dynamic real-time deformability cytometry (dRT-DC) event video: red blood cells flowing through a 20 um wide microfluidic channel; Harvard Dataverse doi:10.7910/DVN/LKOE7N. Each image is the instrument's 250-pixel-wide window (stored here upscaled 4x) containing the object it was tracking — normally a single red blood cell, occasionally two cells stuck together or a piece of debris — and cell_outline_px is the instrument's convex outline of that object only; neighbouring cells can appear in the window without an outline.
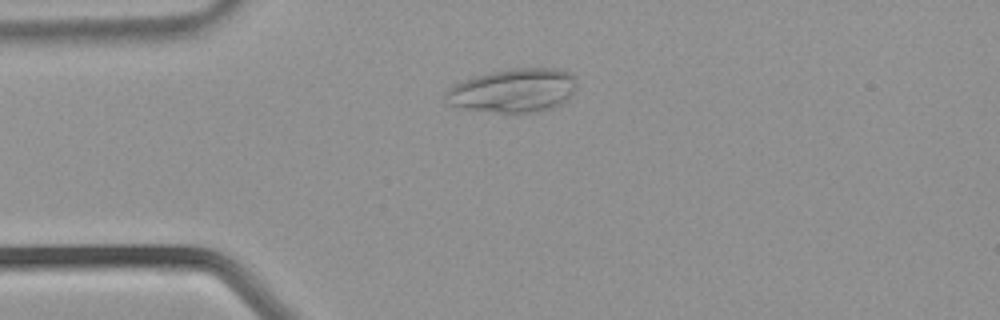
{"species": "common noctule bat (a hibernating species)", "species_latin": "Nyctalus noctula", "temperature_condition": "warm", "stored_images_in_passage": 29, "camera_frame_rate_fps": 3000, "um_per_image_px": 0.085, "animal": {"sex": "male", "body_mass_g": 21.5, "forearm_length_mm": 52.0}, "frame": {"image": 1, "passage_image": 1, "time_ms": 0.0, "image_size_px": [1000, 320], "cell_outline_px": [[576, 84], [572, 92], [560, 104], [548, 108], [532, 112], [496, 112], [456, 108], [448, 104], [444, 92], [452, 84], [476, 76], [492, 72], [512, 68], [556, 68], [572, 72], [576, 80]], "centroid_in_image_um": [43.58, 7.68], "position_along_channel_um": 41.4, "area_um2": 33.29}}
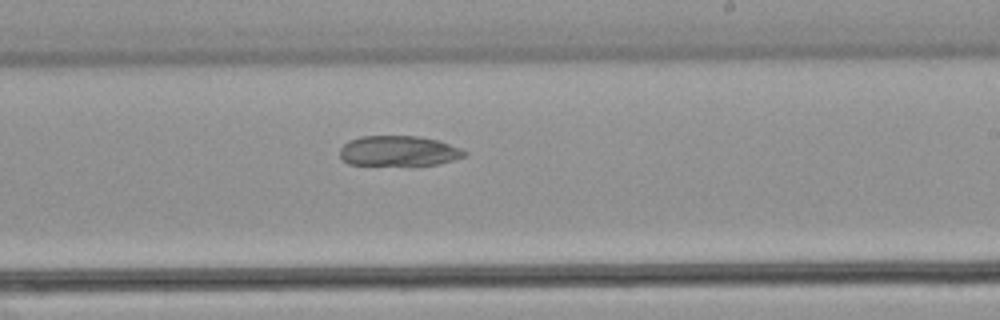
{"frame": {"image": 2, "passage_image": 14, "time_ms": 4.333, "image_size_px": [1000, 320], "cell_outline_px": [[468, 152], [464, 156], [452, 160], [436, 164], [348, 164], [340, 156], [340, 148], [348, 140], [360, 136], [420, 136], [436, 140], [460, 148]], "centroid_in_image_um": [33.85, 12.81], "position_along_channel_um": 255.1, "area_um2": 21.56}}
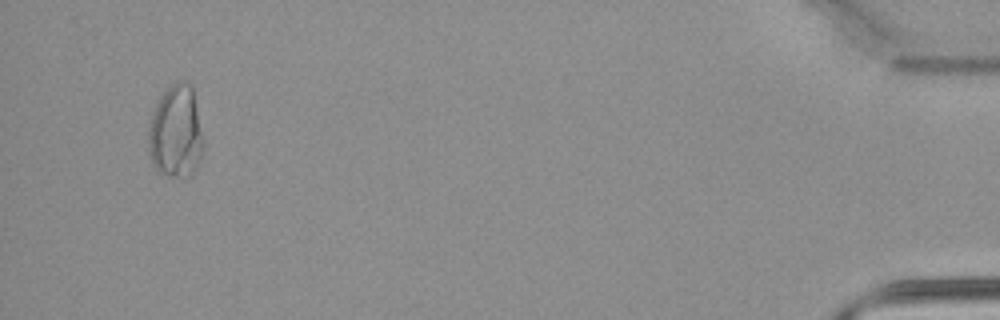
{"frame": {"image": 3, "passage_image": 28, "time_ms": 9.0, "image_size_px": [1000, 320], "cell_outline_px": [[204, 144], [200, 164], [188, 176], [168, 176], [156, 168], [152, 164], [148, 148], [148, 128], [152, 112], [160, 96], [176, 80], [180, 80], [188, 84], [192, 88], [204, 140]], "centroid_in_image_um": [14.95, 11.22], "position_along_channel_um": 420.3, "area_um2": 29.77}}